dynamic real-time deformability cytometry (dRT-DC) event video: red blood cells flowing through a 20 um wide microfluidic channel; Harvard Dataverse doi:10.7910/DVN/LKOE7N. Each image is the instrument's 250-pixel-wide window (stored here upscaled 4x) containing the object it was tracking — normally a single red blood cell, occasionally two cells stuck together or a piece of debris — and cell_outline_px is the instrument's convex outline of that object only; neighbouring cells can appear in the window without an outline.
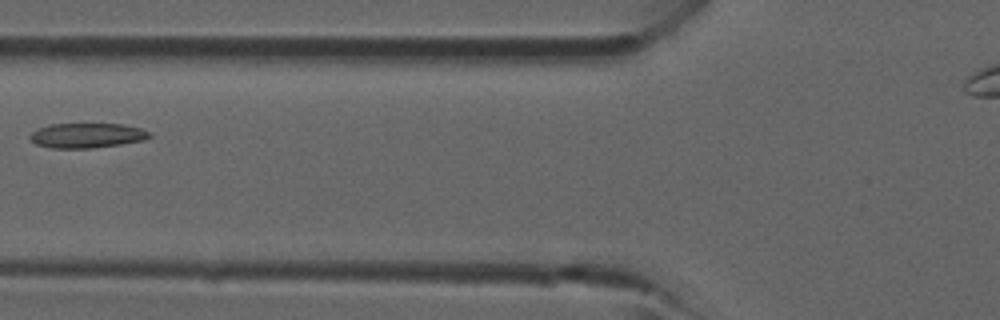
{"species": "common noctule bat (a hibernating species)", "species_latin": "Nyctalus noctula", "temperature_condition": "room temperature", "stored_images_in_passage": 2, "camera_frame_rate_fps": 3000, "um_per_image_px": 0.085, "animal": {"sex": "male", "forearm_length_mm": 52.5}, "frame": {"image": 1, "passage_image": 2, "time_ms": 1.0, "image_size_px": [1000, 320], "cell_outline_px": [[152, 136], [144, 140], [120, 144], [92, 148], [52, 148], [36, 144], [28, 136], [36, 128], [52, 124], [124, 124], [140, 128], [152, 132]], "centroid_in_image_um": [7.4, 11.51], "position_along_channel_um": 118.4, "area_um2": 17.34}}